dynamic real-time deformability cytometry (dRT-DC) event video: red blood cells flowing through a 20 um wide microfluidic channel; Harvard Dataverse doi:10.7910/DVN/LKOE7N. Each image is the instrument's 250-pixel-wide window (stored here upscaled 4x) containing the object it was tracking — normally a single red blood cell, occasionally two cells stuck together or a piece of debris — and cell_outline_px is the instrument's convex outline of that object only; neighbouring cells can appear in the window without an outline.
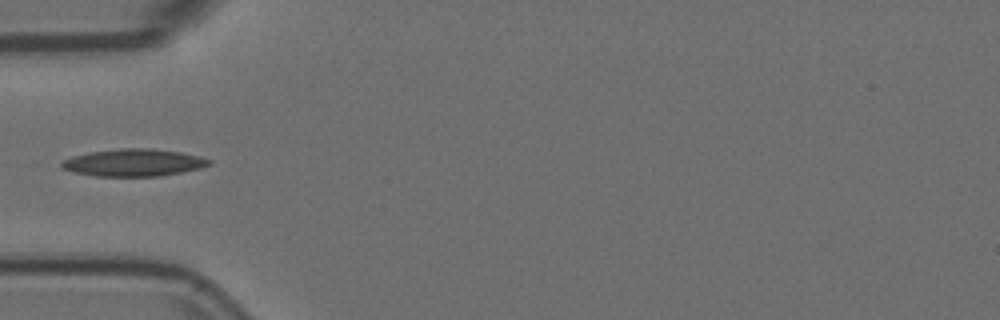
{"species": "Egyptian fruit bat (a non-hibernating species)", "species_latin": "Rousettus aegyptiacus", "temperature_condition": "room temperature", "stored_images_in_passage": 22, "camera_frame_rate_fps": 3000, "um_per_image_px": 0.085, "animal": {"sex": "female"}, "frame": {"image": 1, "passage_image": 1, "time_ms": 0.0, "image_size_px": [1000, 320], "cell_outline_px": [[212, 164], [200, 168], [160, 176], [96, 176], [72, 172], [64, 168], [60, 164], [64, 160], [72, 156], [92, 152], [120, 148], [152, 148], [180, 152], [200, 156], [212, 160]], "centroid_in_image_um": [11.39, 13.82], "position_along_channel_um": 73.6, "area_um2": 23.35}}
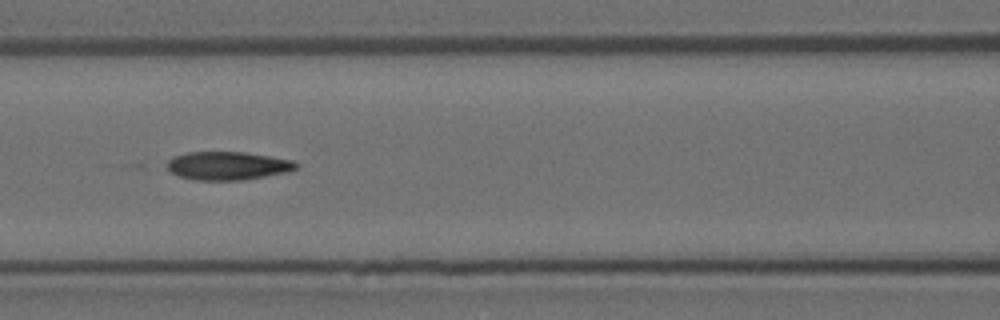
{"frame": {"image": 2, "passage_image": 7, "time_ms": 2.0, "image_size_px": [1000, 320], "cell_outline_px": [[300, 164], [296, 168], [288, 172], [244, 180], [196, 180], [180, 176], [172, 172], [168, 168], [168, 160], [172, 156], [188, 152], [244, 152], [292, 160]], "centroid_in_image_um": [19.37, 14.09], "position_along_channel_um": 147.2, "area_um2": 21.21}}
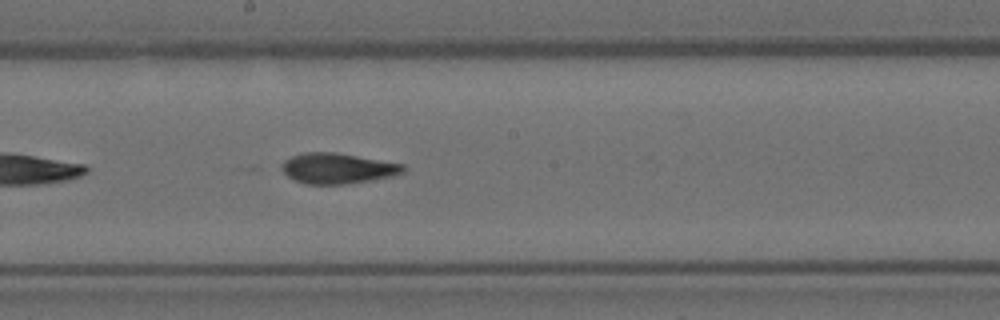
{"frame": {"image": 3, "passage_image": 13, "time_ms": 4.0, "image_size_px": [1000, 320], "cell_outline_px": [[408, 168], [404, 172], [392, 176], [372, 180], [344, 184], [304, 184], [288, 176], [280, 168], [284, 160], [292, 156], [304, 152], [336, 152], [404, 164]], "centroid_in_image_um": [28.71, 14.3], "position_along_channel_um": 219.5, "area_um2": 21.68}}